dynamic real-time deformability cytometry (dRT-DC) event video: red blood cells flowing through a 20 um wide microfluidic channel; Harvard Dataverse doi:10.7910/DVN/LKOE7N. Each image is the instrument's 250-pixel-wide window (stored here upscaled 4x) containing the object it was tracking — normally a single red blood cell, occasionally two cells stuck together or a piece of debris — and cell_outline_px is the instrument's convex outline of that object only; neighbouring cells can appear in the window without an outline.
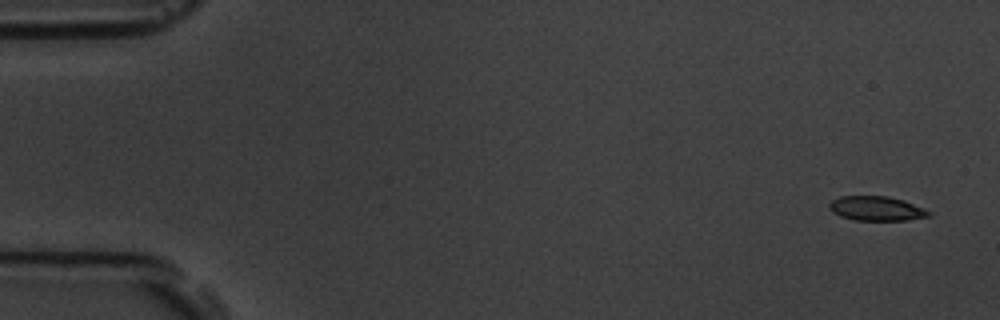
{"species": "common noctule bat (a hibernating species)", "species_latin": "Nyctalus noctula", "temperature_condition": "room temperature", "stored_images_in_passage": 5, "camera_frame_rate_fps": 3000, "um_per_image_px": 0.085, "animal": {"sex": "male", "body_mass_g": 19.5, "forearm_length_mm": 54.6}, "frame": {"image": 1, "passage_image": 1, "time_ms": 0.0, "image_size_px": [1000, 320], "cell_outline_px": [[932, 216], [908, 220], [856, 220], [840, 216], [832, 212], [828, 208], [828, 204], [832, 200], [840, 196], [888, 196], [904, 200], [932, 212]], "centroid_in_image_um": [74.5, 17.72], "position_along_channel_um": 10.5, "area_um2": 14.28}}
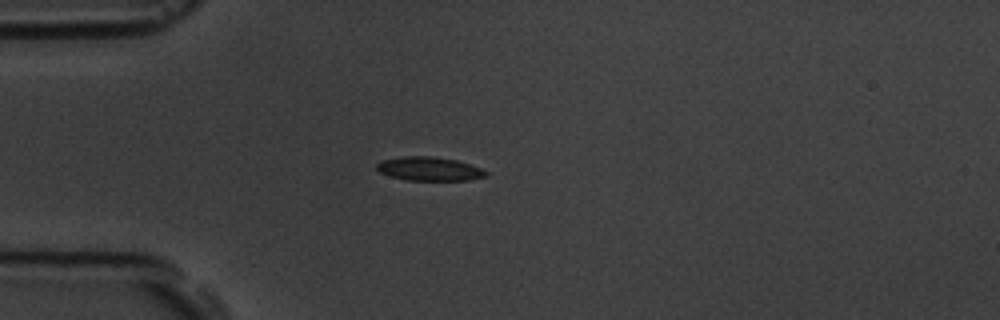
{"frame": {"image": 2, "passage_image": 5, "time_ms": 4.333, "image_size_px": [1000, 320], "cell_outline_px": [[488, 176], [468, 180], [408, 180], [392, 176], [380, 172], [376, 168], [376, 164], [384, 160], [404, 156], [432, 156], [456, 160], [480, 168], [488, 172]], "centroid_in_image_um": [36.51, 14.35], "position_along_channel_um": 48.5, "area_um2": 14.91}}